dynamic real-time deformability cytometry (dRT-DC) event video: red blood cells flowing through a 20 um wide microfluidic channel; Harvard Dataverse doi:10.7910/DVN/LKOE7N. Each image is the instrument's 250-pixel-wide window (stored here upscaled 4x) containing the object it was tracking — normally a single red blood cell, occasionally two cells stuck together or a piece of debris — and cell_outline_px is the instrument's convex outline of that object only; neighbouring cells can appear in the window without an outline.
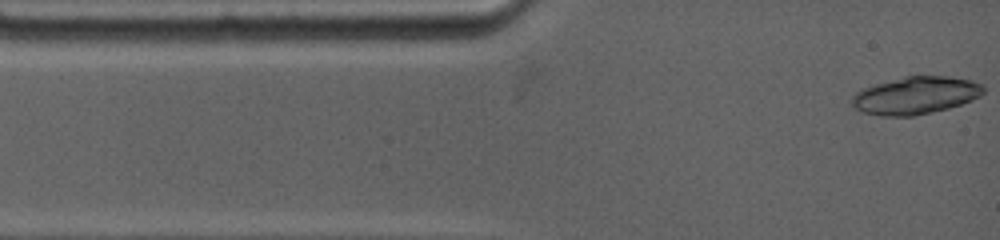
{"species": "common noctule bat (a hibernating species)", "species_latin": "Nyctalus noctula", "temperature_condition": "warm", "stored_images_in_passage": 2, "camera_frame_rate_fps": 4500, "um_per_image_px": 0.085, "animal": {"sex": "female", "body_mass_g": 19.0, "forearm_length_mm": 53.3}, "frame": {"image": 1, "passage_image": 1, "time_ms": 0.0, "image_size_px": [1000, 240], "cell_outline_px": [[984, 92], [980, 96], [972, 100], [948, 108], [932, 112], [912, 116], [880, 116], [860, 112], [852, 104], [852, 96], [856, 92], [864, 88], [876, 84], [904, 76], [948, 76], [972, 80], [980, 84], [984, 88]], "centroid_in_image_um": [77.82, 8.11], "position_along_channel_um": 7.2, "area_um2": 28.67}}